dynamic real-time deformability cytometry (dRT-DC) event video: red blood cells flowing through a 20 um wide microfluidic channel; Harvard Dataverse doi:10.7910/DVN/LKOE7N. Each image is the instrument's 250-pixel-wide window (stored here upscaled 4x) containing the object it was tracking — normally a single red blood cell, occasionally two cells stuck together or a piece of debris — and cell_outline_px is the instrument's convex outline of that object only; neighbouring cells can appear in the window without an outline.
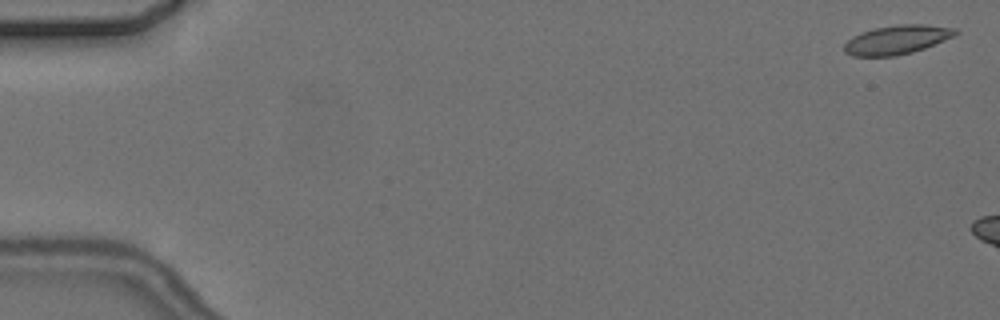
{"species": "common noctule bat (a hibernating species)", "species_latin": "Nyctalus noctula", "temperature_condition": "cold", "stored_images_in_passage": 3, "camera_frame_rate_fps": 3000, "um_per_image_px": 0.085, "animal": {"sex": "female", "body_mass_g": 24.6, "forearm_length_mm": 56.2}, "frame": {"image": 1, "passage_image": 1, "time_ms": 0.0, "image_size_px": [1000, 320], "cell_outline_px": [[960, 32], [956, 36], [924, 48], [912, 52], [896, 56], [852, 56], [844, 52], [844, 44], [852, 36], [860, 32], [872, 28], [896, 24], [924, 24], [956, 28]], "centroid_in_image_um": [76.24, 3.36], "position_along_channel_um": 8.8, "area_um2": 19.07}}